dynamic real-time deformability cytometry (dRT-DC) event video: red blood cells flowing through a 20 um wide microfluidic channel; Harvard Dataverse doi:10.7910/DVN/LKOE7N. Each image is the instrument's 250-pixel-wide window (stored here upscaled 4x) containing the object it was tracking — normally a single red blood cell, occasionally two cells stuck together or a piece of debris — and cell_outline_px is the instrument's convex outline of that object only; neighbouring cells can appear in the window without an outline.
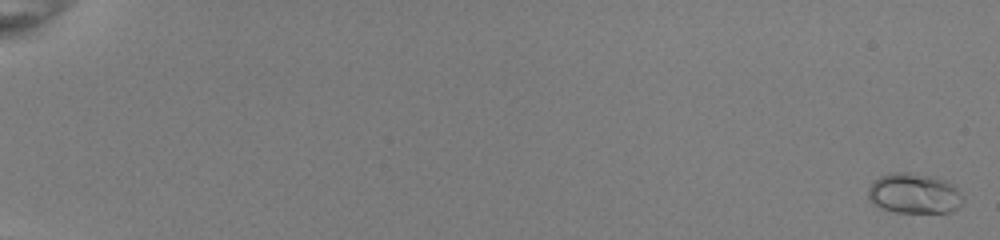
{"species": "common noctule bat (a hibernating species)", "species_latin": "Nyctalus noctula", "temperature_condition": "room temperature", "stored_images_in_passage": 17, "camera_frame_rate_fps": 3000, "um_per_image_px": 0.085, "animal": {"sex": "female", "body_mass_g": 22.0, "forearm_length_mm": 56.7}, "frame": {"image": 1, "passage_image": 2, "time_ms": 0.333, "image_size_px": [1000, 240], "cell_outline_px": [[964, 200], [952, 212], [896, 212], [880, 208], [872, 204], [868, 200], [868, 188], [872, 180], [880, 176], [892, 172], [908, 172], [932, 176], [948, 180], [956, 184], [964, 196]], "centroid_in_image_um": [77.71, 16.43], "position_along_channel_um": 7.3, "area_um2": 22.83}}